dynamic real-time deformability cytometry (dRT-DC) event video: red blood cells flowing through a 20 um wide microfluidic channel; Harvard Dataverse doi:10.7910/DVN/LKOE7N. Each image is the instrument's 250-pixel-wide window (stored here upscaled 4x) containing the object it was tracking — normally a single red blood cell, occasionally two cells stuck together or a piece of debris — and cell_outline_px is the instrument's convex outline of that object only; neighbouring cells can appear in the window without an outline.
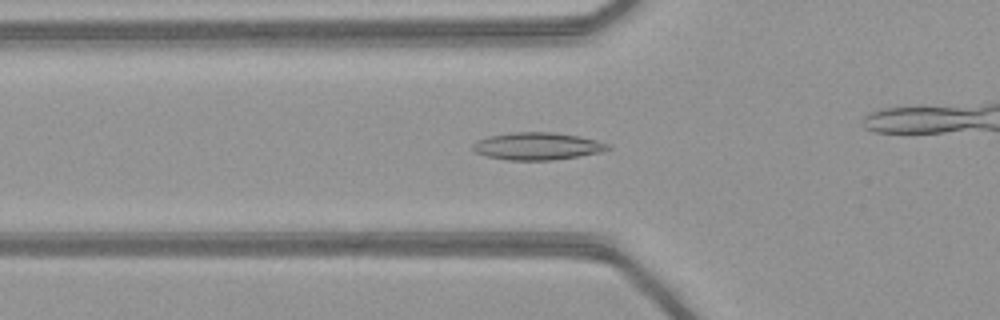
{"species": "common noctule bat (a hibernating species)", "species_latin": "Nyctalus noctula", "temperature_condition": "warm", "stored_images_in_passage": 44, "camera_frame_rate_fps": 3000, "um_per_image_px": 0.085, "animal": {"sex": "female", "body_mass_g": 21.9}, "frame": {"image": 1, "passage_image": 18, "time_ms": 5.667, "image_size_px": [1000, 320], "cell_outline_px": [[612, 148], [600, 152], [552, 160], [508, 160], [488, 156], [476, 152], [472, 148], [472, 144], [476, 140], [488, 136], [516, 132], [552, 132], [580, 136], [596, 140], [608, 144]], "centroid_in_image_um": [45.66, 12.41], "position_along_channel_um": 80.1, "area_um2": 21.39}}
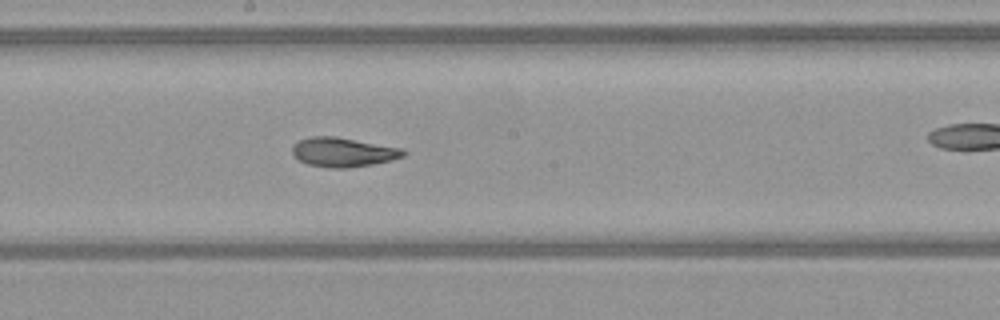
{"frame": {"image": 2, "passage_image": 28, "time_ms": 9.0, "image_size_px": [1000, 320], "cell_outline_px": [[408, 152], [404, 156], [392, 160], [372, 164], [348, 168], [328, 168], [308, 164], [292, 156], [292, 148], [300, 140], [312, 136], [336, 136], [404, 148]], "centroid_in_image_um": [29.21, 12.93], "position_along_channel_um": 219.0, "area_um2": 19.13}}
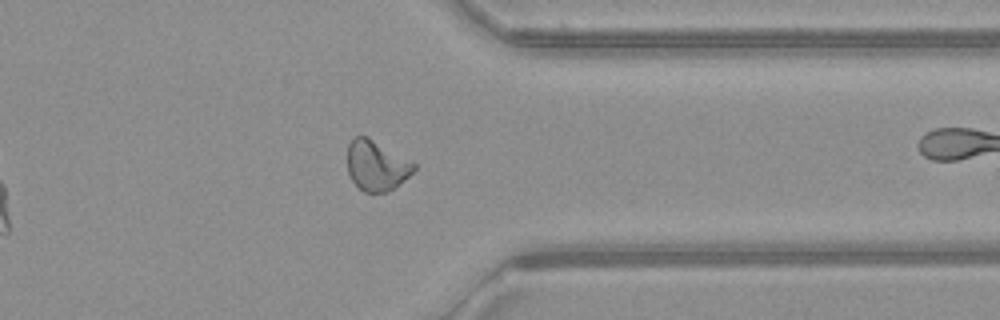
{"frame": {"image": 3, "passage_image": 40, "time_ms": 13.0, "image_size_px": [1000, 320], "cell_outline_px": [[416, 168], [408, 176], [388, 192], [364, 192], [352, 180], [348, 172], [348, 144], [356, 136], [368, 136], [416, 164]], "centroid_in_image_um": [31.99, 14.06], "position_along_channel_um": 379.4, "area_um2": 19.13}}